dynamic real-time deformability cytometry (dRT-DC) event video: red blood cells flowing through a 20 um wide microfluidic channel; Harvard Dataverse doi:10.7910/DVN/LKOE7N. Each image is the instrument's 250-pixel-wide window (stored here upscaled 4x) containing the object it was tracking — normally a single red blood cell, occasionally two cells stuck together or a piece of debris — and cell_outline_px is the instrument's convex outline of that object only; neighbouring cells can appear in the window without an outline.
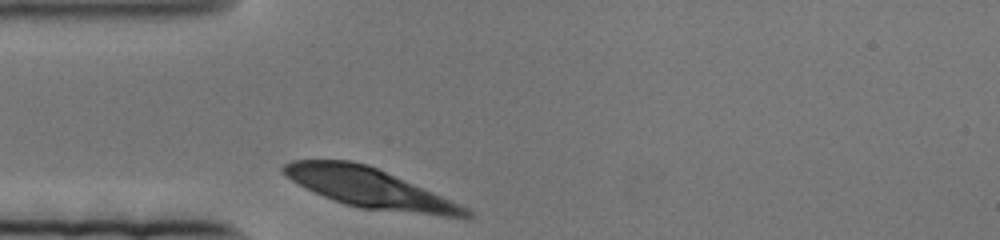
{"species": "human", "species_latin": "Homo sapiens", "temperature_condition": "cold", "stored_images_in_passage": 44, "camera_frame_rate_fps": 3000, "um_per_image_px": 0.085, "donor": {"sex": "female"}, "frame": {"image": 1, "passage_image": 1, "time_ms": 0.0, "image_size_px": [1000, 240], "cell_outline_px": [[476, 216], [444, 216], [360, 208], [324, 196], [292, 180], [280, 172], [280, 168], [284, 164], [292, 160], [352, 160], [368, 164], [432, 192], [468, 208]], "centroid_in_image_um": [31.37, 15.96], "position_along_channel_um": 53.6, "area_um2": 41.04}}
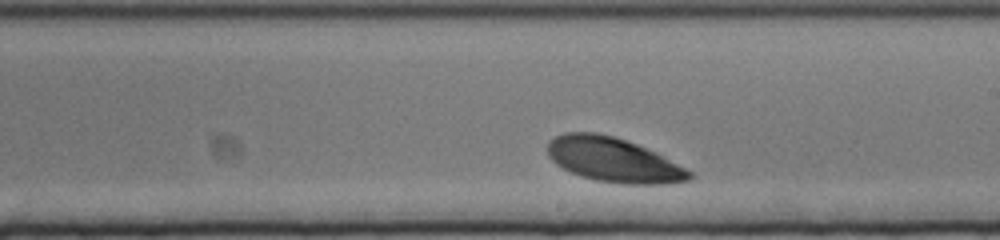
{"frame": {"image": 2, "passage_image": 26, "time_ms": 8.333, "image_size_px": [1000, 240], "cell_outline_px": [[692, 176], [688, 180], [672, 184], [624, 184], [596, 180], [580, 176], [556, 164], [548, 156], [548, 140], [564, 132], [596, 132], [612, 136], [636, 144], [692, 172]], "centroid_in_image_um": [52.08, 13.59], "position_along_channel_um": 236.9, "area_um2": 36.18}}
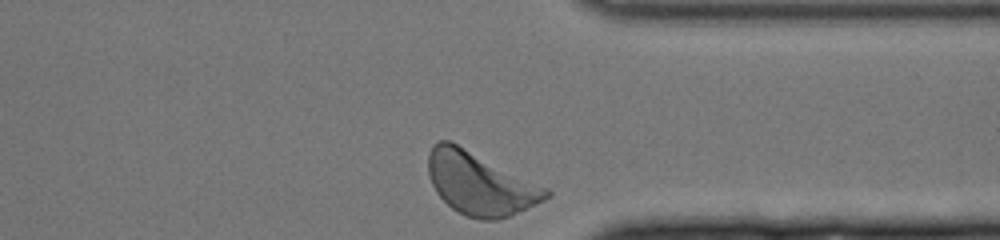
{"frame": {"image": 3, "passage_image": 44, "time_ms": 14.333, "image_size_px": [1000, 240], "cell_outline_px": [[552, 196], [536, 204], [508, 216], [496, 220], [480, 220], [464, 216], [452, 208], [436, 192], [428, 176], [428, 152], [432, 144], [440, 140], [452, 140], [548, 188], [552, 192]], "centroid_in_image_um": [40.79, 15.58], "position_along_channel_um": 370.6, "area_um2": 43.41}}